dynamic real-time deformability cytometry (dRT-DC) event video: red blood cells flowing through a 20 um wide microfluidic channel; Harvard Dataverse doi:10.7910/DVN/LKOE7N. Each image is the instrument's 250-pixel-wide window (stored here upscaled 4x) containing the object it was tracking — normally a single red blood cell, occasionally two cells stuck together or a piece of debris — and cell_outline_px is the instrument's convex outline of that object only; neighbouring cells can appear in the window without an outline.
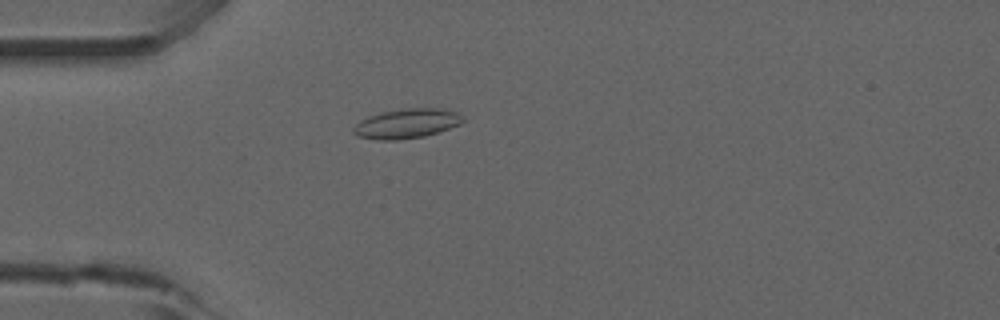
{"species": "common noctule bat (a hibernating species)", "species_latin": "Nyctalus noctula", "temperature_condition": "room temperature", "stored_images_in_passage": 53, "camera_frame_rate_fps": 3000, "um_per_image_px": 0.085, "animal": {"sex": "male", "forearm_length_mm": 52.5}, "frame": {"image": 1, "passage_image": 15, "time_ms": 4.667, "image_size_px": [1000, 320], "cell_outline_px": [[464, 120], [460, 124], [424, 136], [396, 140], [376, 140], [356, 136], [352, 132], [352, 128], [360, 120], [368, 116], [380, 112], [404, 108], [440, 108], [456, 112], [464, 116]], "centroid_in_image_um": [34.52, 10.5], "position_along_channel_um": 50.5, "area_um2": 18.96}}
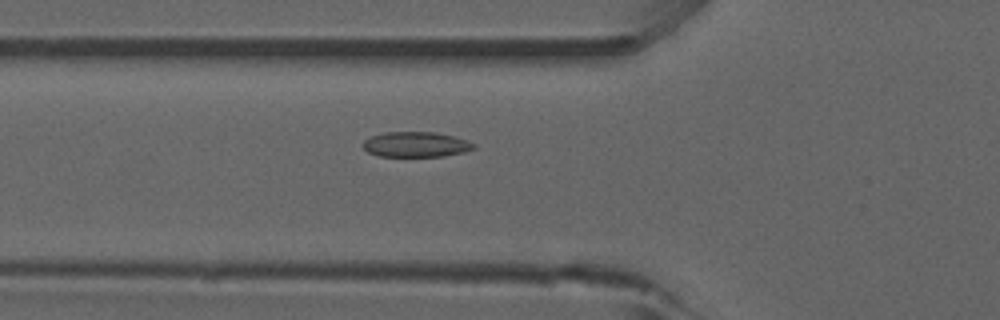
{"frame": {"image": 2, "passage_image": 19, "time_ms": 6.0, "image_size_px": [1000, 320], "cell_outline_px": [[476, 148], [464, 152], [444, 156], [380, 156], [368, 152], [360, 144], [364, 140], [372, 136], [384, 132], [432, 132], [452, 136], [468, 140], [476, 144]], "centroid_in_image_um": [35.36, 12.28], "position_along_channel_um": 90.4, "area_um2": 16.3}}
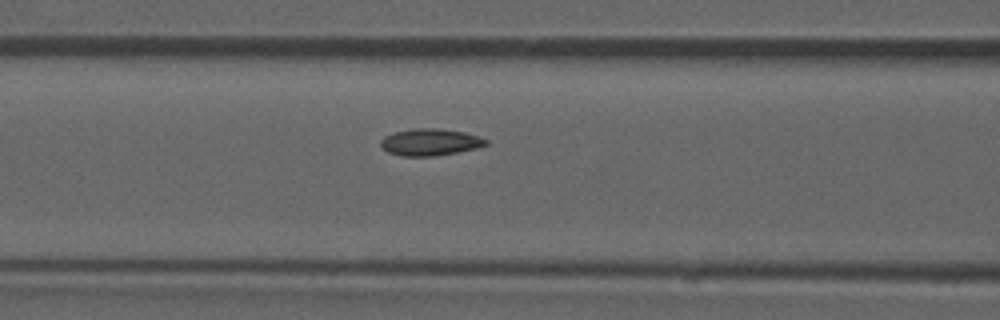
{"frame": {"image": 3, "passage_image": 22, "time_ms": 7.0, "image_size_px": [1000, 320], "cell_outline_px": [[488, 144], [476, 148], [456, 152], [432, 156], [400, 156], [388, 152], [380, 148], [380, 140], [384, 136], [392, 132], [412, 128], [436, 128], [464, 132], [480, 136], [488, 140]], "centroid_in_image_um": [36.51, 12.07], "position_along_channel_um": 130.1, "area_um2": 16.65}, "authors_computed_cell_mechanics": {"area_um2": 16.2418, "velocity_mm_per_s": 3.8972, "shape_relaxation_time_tau1_ms": null, "shape_relaxation_time_tau2_ms": 5.5532, "deformation_change_tau1": null, "deformation_change_tau2": 0.0953}}